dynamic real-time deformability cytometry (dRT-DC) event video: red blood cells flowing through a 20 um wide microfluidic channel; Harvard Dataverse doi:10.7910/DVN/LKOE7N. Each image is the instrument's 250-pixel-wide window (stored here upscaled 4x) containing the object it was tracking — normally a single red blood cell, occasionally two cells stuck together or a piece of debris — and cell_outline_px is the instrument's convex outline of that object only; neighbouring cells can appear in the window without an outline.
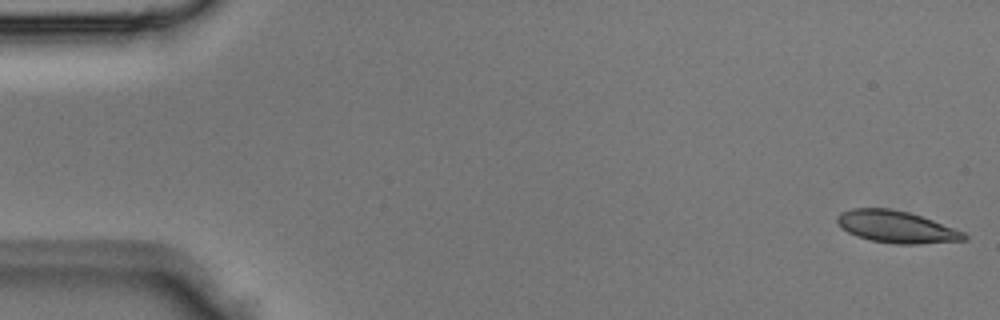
{"species": "Egyptian fruit bat (a non-hibernating species)", "species_latin": "Rousettus aegyptiacus", "temperature_condition": "room temperature", "stored_images_in_passage": 5, "segment_of_instrument_passage": [1, 2], "camera_frame_rate_fps": 3000, "um_per_image_px": 0.085, "animal": {"sex": "male"}, "frame": {"image": 1, "passage_image": 1, "time_ms": 0.0, "image_size_px": [1000, 320], "cell_outline_px": [[968, 240], [916, 244], [896, 244], [872, 240], [856, 236], [848, 232], [836, 220], [836, 216], [840, 212], [852, 208], [888, 208], [908, 212], [932, 220], [964, 232], [968, 236]], "centroid_in_image_um": [76.19, 19.28], "position_along_channel_um": 8.8, "area_um2": 23.47}}